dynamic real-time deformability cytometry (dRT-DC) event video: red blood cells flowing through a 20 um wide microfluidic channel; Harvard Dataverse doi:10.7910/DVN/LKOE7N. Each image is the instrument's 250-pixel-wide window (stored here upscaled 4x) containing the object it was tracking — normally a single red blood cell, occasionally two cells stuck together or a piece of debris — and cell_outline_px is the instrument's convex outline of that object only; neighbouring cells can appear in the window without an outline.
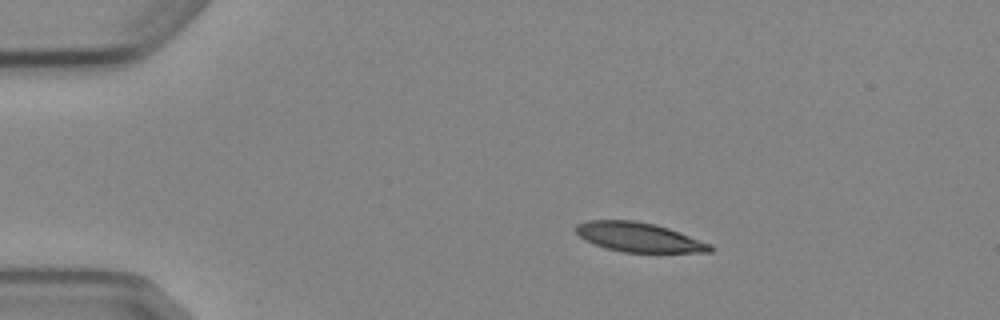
{"species": "Egyptian fruit bat (a non-hibernating species)", "species_latin": "Rousettus aegyptiacus", "temperature_condition": "cold", "stored_images_in_passage": 5, "camera_frame_rate_fps": 3000, "um_per_image_px": 0.085, "animal": {"sex": "female"}, "frame": {"image": 1, "passage_image": 1, "time_ms": 0.0, "image_size_px": [1000, 320], "cell_outline_px": [[716, 248], [712, 252], [624, 252], [608, 248], [584, 240], [576, 232], [576, 224], [588, 220], [636, 220], [668, 228], [712, 244]], "centroid_in_image_um": [54.33, 20.16], "position_along_channel_um": 30.7, "area_um2": 22.83}}
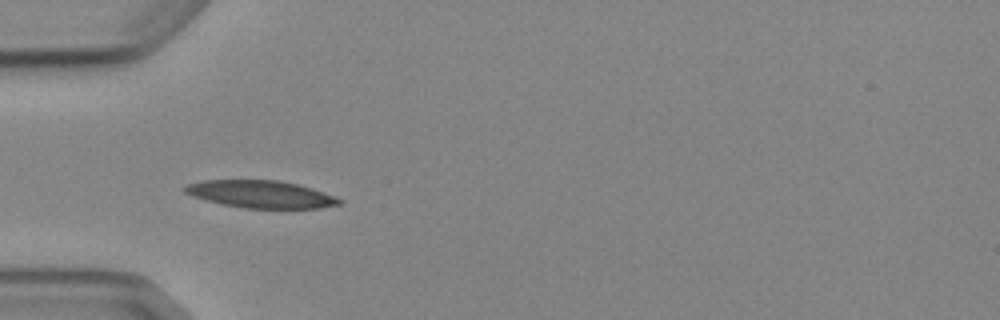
{"frame": {"image": 2, "passage_image": 3, "time_ms": 2.333, "image_size_px": [1000, 320], "cell_outline_px": [[344, 200], [340, 204], [320, 208], [244, 208], [220, 204], [192, 196], [184, 192], [180, 188], [184, 184], [204, 180], [276, 180], [296, 184], [312, 188], [336, 196]], "centroid_in_image_um": [22.12, 16.5], "position_along_channel_um": 62.9, "area_um2": 24.85}}
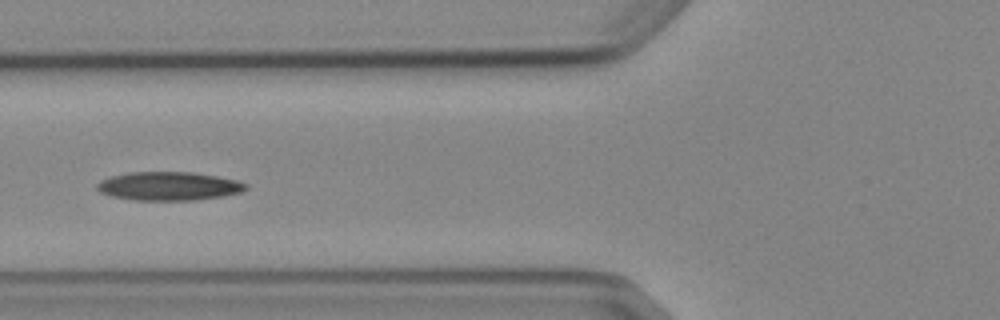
{"frame": {"image": 3, "passage_image": 4, "time_ms": 3.667, "image_size_px": [1000, 320], "cell_outline_px": [[248, 188], [240, 192], [224, 196], [196, 200], [132, 200], [112, 196], [100, 192], [96, 188], [96, 184], [100, 180], [112, 176], [128, 172], [192, 172], [216, 176], [236, 180], [248, 184]], "centroid_in_image_um": [14.34, 15.82], "position_along_channel_um": 111.5, "area_um2": 24.85}}